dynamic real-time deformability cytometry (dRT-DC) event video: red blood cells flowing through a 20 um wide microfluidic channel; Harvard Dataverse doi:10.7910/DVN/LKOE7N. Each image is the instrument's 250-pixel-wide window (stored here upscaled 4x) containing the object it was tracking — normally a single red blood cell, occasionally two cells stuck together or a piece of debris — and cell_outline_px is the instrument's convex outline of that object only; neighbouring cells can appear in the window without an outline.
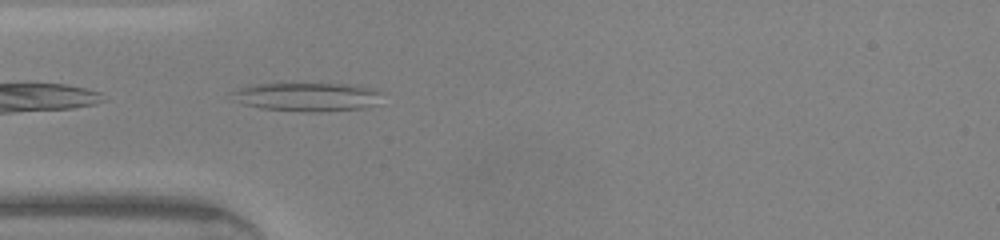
{"species": "common noctule bat (a hibernating species)", "species_latin": "Nyctalus noctula", "temperature_condition": "warm", "stored_images_in_passage": 32, "camera_frame_rate_fps": 3000, "um_per_image_px": 0.085, "animal": {"sex": "male", "body_mass_g": 20.0, "forearm_length_mm": 53.3}, "frame": {"image": 1, "passage_image": 2, "time_ms": 0.333, "image_size_px": [1000, 240], "cell_outline_px": [[380, 92], [372, 104], [364, 108], [316, 112], [308, 112], [260, 108], [244, 104], [232, 100], [232, 92], [240, 88], [256, 84], [344, 84], [368, 88]], "centroid_in_image_um": [25.99, 8.24], "position_along_channel_um": 59.0, "area_um2": 24.39}}
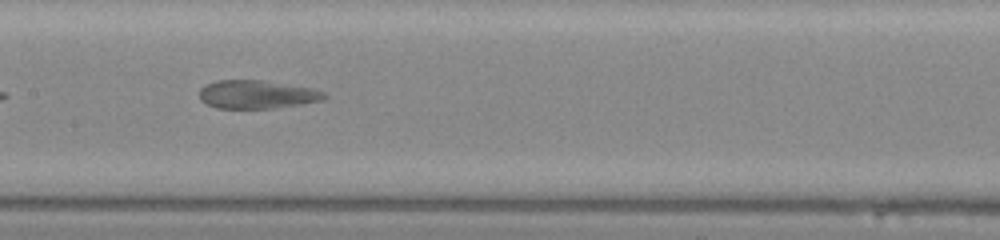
{"frame": {"image": 2, "passage_image": 11, "time_ms": 3.333, "image_size_px": [1000, 240], "cell_outline_px": [[328, 96], [324, 100], [300, 104], [272, 108], [216, 108], [200, 100], [200, 88], [216, 80], [260, 80], [312, 88], [324, 92]], "centroid_in_image_um": [21.84, 8.03], "position_along_channel_um": 185.6, "area_um2": 20.46}}
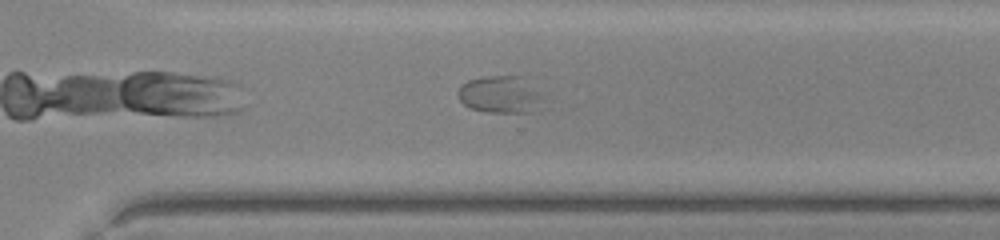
{"frame": {"image": 3, "passage_image": 21, "time_ms": 6.667, "image_size_px": [1000, 240], "cell_outline_px": [[540, 112], [488, 112], [468, 108], [460, 100], [456, 92], [460, 84], [468, 80], [484, 76], [528, 76], [540, 96]], "centroid_in_image_um": [42.51, 8.02], "position_along_channel_um": 328.1, "area_um2": 18.84}}